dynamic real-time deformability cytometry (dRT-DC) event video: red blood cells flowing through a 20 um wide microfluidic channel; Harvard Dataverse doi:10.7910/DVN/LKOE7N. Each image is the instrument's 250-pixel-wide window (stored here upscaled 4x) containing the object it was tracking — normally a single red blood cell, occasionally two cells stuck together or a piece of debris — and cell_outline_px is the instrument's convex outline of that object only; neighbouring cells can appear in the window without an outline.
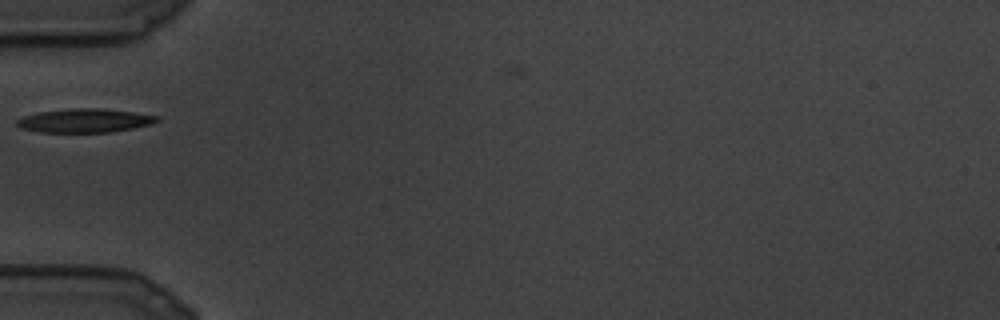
{"species": "common noctule bat (a hibernating species)", "species_latin": "Nyctalus noctula", "temperature_condition": "cold", "stored_images_in_passage": 3, "camera_frame_rate_fps": 3000, "um_per_image_px": 0.085, "animal": {"sex": "male", "body_mass_g": 19.5, "forearm_length_mm": 54.6}, "frame": {"image": 1, "passage_image": 1, "time_ms": 0.0, "image_size_px": [1000, 320], "cell_outline_px": [[160, 120], [152, 124], [112, 132], [40, 132], [20, 128], [16, 124], [16, 120], [24, 116], [40, 112], [68, 108], [100, 108], [132, 112], [160, 116]], "centroid_in_image_um": [7.21, 10.25], "position_along_channel_um": 77.8, "area_um2": 19.42}}